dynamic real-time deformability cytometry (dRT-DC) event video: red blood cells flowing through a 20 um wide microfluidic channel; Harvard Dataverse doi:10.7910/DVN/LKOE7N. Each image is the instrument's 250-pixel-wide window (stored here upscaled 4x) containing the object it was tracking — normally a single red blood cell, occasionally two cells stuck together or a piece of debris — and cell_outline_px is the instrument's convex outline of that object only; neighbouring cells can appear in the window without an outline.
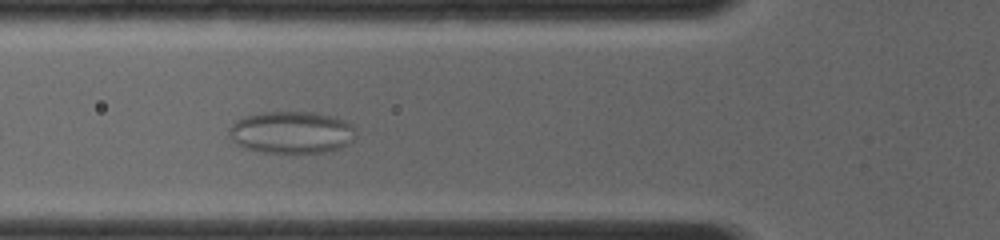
{"species": "common noctule bat (a hibernating species)", "species_latin": "Nyctalus noctula", "temperature_condition": "room temperature", "stored_images_in_passage": 3, "camera_frame_rate_fps": 4000, "um_per_image_px": 0.085, "animal": {"sex": "female", "body_mass_g": 19.0, "forearm_length_mm": 56.7}, "frame": {"image": 1, "passage_image": 2, "time_ms": 0.75, "image_size_px": [1000, 240], "cell_outline_px": [[356, 136], [348, 144], [340, 148], [324, 152], [296, 156], [260, 152], [244, 148], [236, 144], [228, 136], [228, 128], [236, 120], [260, 112], [312, 112], [332, 116], [344, 120], [352, 124], [356, 128]], "centroid_in_image_um": [24.78, 11.3], "position_along_channel_um": 101.0, "area_um2": 32.19}}